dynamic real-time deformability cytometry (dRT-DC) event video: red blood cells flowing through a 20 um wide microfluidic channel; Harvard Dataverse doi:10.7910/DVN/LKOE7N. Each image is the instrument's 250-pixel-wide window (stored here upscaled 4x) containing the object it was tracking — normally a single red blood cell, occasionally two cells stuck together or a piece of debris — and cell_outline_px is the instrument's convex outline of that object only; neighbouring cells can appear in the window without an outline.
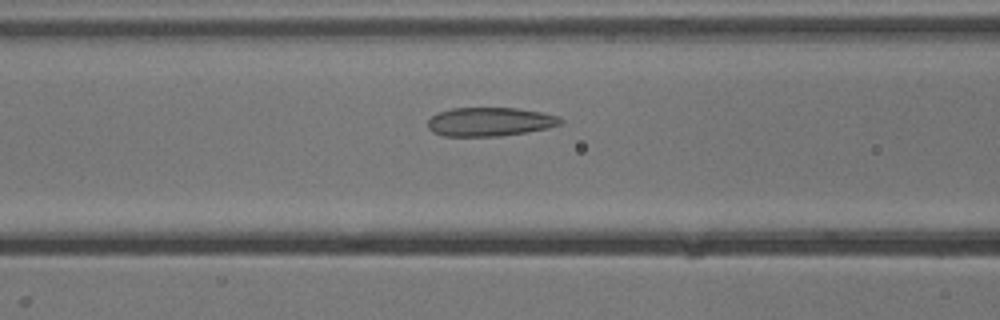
{"species": "common noctule bat (a hibernating species)", "species_latin": "Nyctalus noctula", "temperature_condition": "cold", "stored_images_in_passage": 42, "camera_frame_rate_fps": 3000, "um_per_image_px": 0.085, "animal": {"sex": "male", "body_mass_g": 13.3}, "frame": {"image": 1, "passage_image": 13, "time_ms": 4.0, "image_size_px": [1000, 320], "cell_outline_px": [[564, 124], [548, 128], [528, 132], [500, 136], [444, 136], [432, 132], [428, 128], [428, 120], [436, 112], [452, 108], [516, 108], [540, 112], [560, 116], [564, 120]], "centroid_in_image_um": [41.66, 10.35], "position_along_channel_um": 124.9, "area_um2": 22.54}}
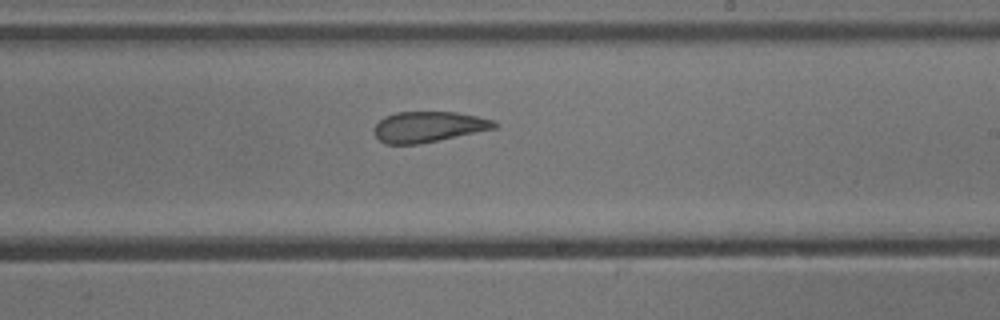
{"frame": {"image": 2, "passage_image": 23, "time_ms": 7.333, "image_size_px": [1000, 320], "cell_outline_px": [[500, 124], [496, 128], [420, 144], [384, 144], [376, 136], [376, 124], [384, 116], [396, 112], [456, 112], [476, 116], [492, 120]], "centroid_in_image_um": [36.43, 10.78], "position_along_channel_um": 252.6, "area_um2": 21.33}}
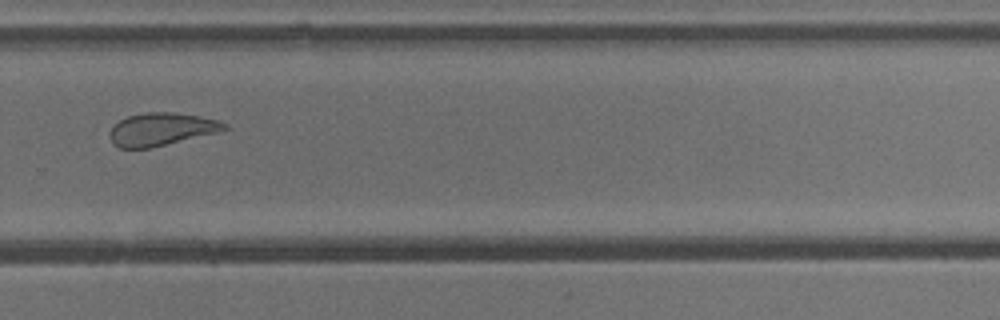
{"frame": {"image": 3, "passage_image": 28, "time_ms": 9.0, "image_size_px": [1000, 320], "cell_outline_px": [[228, 128], [216, 132], [148, 148], [120, 148], [112, 144], [108, 136], [108, 132], [120, 120], [128, 116], [148, 112], [172, 112], [200, 116], [220, 120], [228, 124]], "centroid_in_image_um": [13.68, 10.98], "position_along_channel_um": 316.1, "area_um2": 21.68}, "authors_computed_cell_mechanics": {"area_um2": 22.0218, "velocity_mm_per_s": 3.8283, "shape_relaxation_time_tau1_ms": null, "shape_relaxation_time_tau2_ms": 2.0401, "deformation_change_tau1": null, "deformation_change_tau2": 0.1064}}